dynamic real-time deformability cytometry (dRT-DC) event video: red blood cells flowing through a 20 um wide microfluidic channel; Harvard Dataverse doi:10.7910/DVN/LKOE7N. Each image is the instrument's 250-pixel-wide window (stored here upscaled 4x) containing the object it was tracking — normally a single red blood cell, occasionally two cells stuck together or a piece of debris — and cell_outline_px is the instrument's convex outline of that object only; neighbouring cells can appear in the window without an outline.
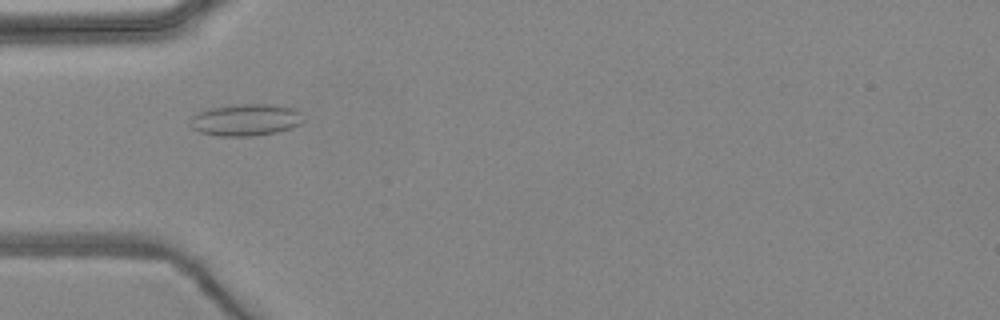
{"species": "common noctule bat (a hibernating species)", "species_latin": "Nyctalus noctula", "temperature_condition": "warm", "stored_images_in_passage": 4, "camera_frame_rate_fps": 3000, "um_per_image_px": 0.085, "animal": {"sex": "female", "body_mass_g": 24.6, "forearm_length_mm": 56.2}, "frame": {"image": 1, "passage_image": 2, "time_ms": 1.333, "image_size_px": [1000, 320], "cell_outline_px": [[304, 120], [300, 124], [292, 128], [276, 132], [252, 136], [220, 136], [200, 132], [192, 128], [188, 124], [188, 120], [196, 112], [208, 108], [232, 104], [272, 104], [296, 108], [300, 112]], "centroid_in_image_um": [20.86, 10.17], "position_along_channel_um": 64.1, "area_um2": 21.44}}
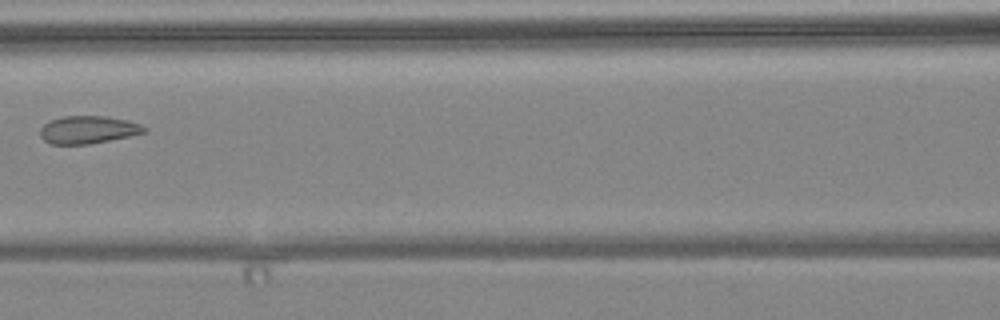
{"frame": {"image": 2, "passage_image": 4, "time_ms": 3.667, "image_size_px": [1000, 320], "cell_outline_px": [[148, 128], [144, 132], [128, 136], [88, 144], [48, 144], [40, 136], [40, 128], [48, 120], [64, 116], [104, 116], [128, 120], [140, 124]], "centroid_in_image_um": [7.44, 11.02], "position_along_channel_um": 159.2, "area_um2": 16.76}}